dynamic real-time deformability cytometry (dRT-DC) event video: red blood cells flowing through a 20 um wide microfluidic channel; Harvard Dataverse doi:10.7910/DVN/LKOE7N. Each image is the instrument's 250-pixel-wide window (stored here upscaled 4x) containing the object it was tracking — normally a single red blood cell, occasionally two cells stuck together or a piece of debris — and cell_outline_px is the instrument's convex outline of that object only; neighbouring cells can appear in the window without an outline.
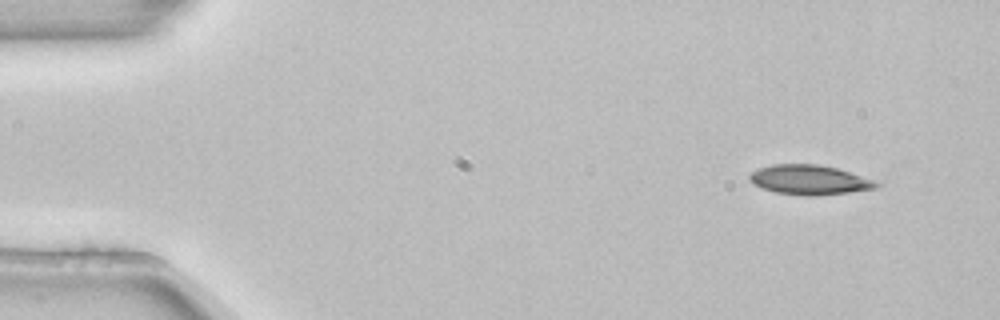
{"species": "common noctule bat (a hibernating species)", "species_latin": "Nyctalus noctula", "temperature_condition": "room temperature", "stored_images_in_passage": 4, "camera_frame_rate_fps": 3000, "um_per_image_px": 0.085, "animal": {"sex": "female", "body_mass_g": 22.7, "forearm_length_mm": 54.2}, "frame": {"image": 1, "passage_image": 1, "time_ms": 0.0, "image_size_px": [1000, 320], "cell_outline_px": [[880, 184], [876, 188], [848, 192], [812, 196], [804, 196], [776, 192], [764, 188], [748, 180], [748, 176], [752, 172], [760, 168], [772, 164], [816, 164], [836, 168], [872, 180]], "centroid_in_image_um": [68.76, 15.28], "position_along_channel_um": 16.2, "area_um2": 21.44}}
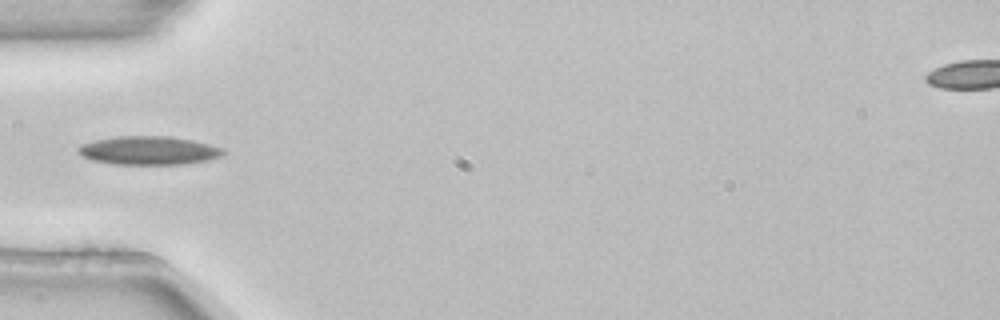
{"frame": {"image": 2, "passage_image": 4, "time_ms": 1.0, "image_size_px": [1000, 320], "cell_outline_px": [[228, 152], [220, 156], [204, 160], [180, 164], [116, 164], [92, 160], [76, 152], [76, 148], [80, 144], [96, 140], [116, 136], [168, 136], [192, 140], [224, 148]], "centroid_in_image_um": [12.62, 12.78], "position_along_channel_um": 72.4, "area_um2": 23.99}}